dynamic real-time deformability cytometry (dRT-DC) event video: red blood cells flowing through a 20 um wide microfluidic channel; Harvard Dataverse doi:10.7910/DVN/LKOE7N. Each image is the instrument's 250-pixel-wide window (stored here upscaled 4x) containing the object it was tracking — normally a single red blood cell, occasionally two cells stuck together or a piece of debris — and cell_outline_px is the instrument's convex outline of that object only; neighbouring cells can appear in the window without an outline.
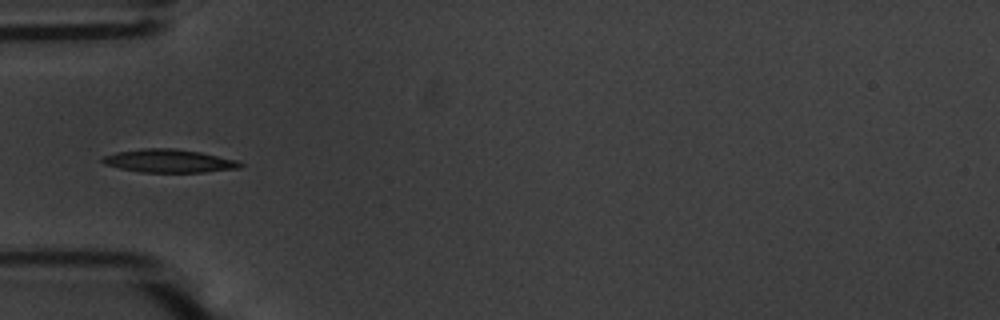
{"species": "common noctule bat (a hibernating species)", "species_latin": "Nyctalus noctula", "temperature_condition": "warm", "stored_images_in_passage": 38, "camera_frame_rate_fps": 3000, "um_per_image_px": 0.085, "animal": {"sex": "male", "body_mass_g": 20.1, "forearm_length_mm": 53.5}, "frame": {"image": 1, "passage_image": 1, "time_ms": 0.0, "image_size_px": [1000, 320], "cell_outline_px": [[244, 164], [240, 168], [204, 172], [140, 172], [120, 168], [104, 164], [100, 160], [104, 156], [116, 152], [144, 148], [172, 148], [200, 152], [240, 160]], "centroid_in_image_um": [14.4, 13.68], "position_along_channel_um": 70.6, "area_um2": 18.67}}
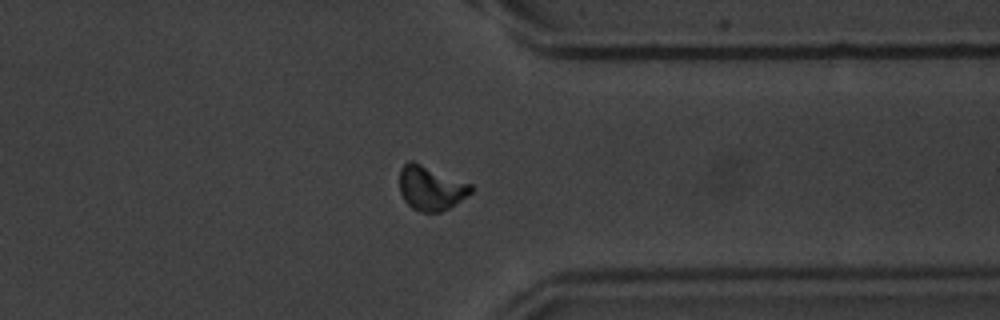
{"frame": {"image": 2, "passage_image": 26, "time_ms": 8.333, "image_size_px": [1000, 320], "cell_outline_px": [[472, 192], [448, 208], [440, 212], [420, 212], [412, 208], [404, 200], [400, 192], [400, 168], [408, 160], [412, 160], [472, 184]], "centroid_in_image_um": [36.59, 15.97], "position_along_channel_um": 374.8, "area_um2": 18.38}}
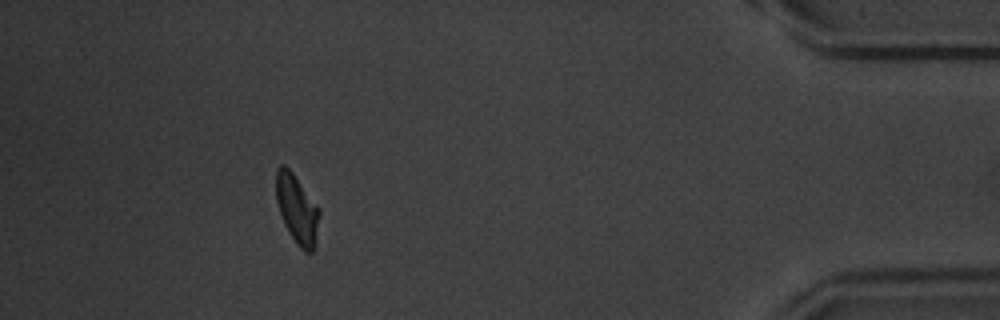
{"frame": {"image": 3, "passage_image": 33, "time_ms": 10.667, "image_size_px": [1000, 320], "cell_outline_px": [[320, 212], [316, 248], [312, 252], [304, 252], [296, 244], [288, 232], [284, 224], [276, 200], [276, 168], [280, 164], [284, 164], [292, 172], [320, 208]], "centroid_in_image_um": [25.26, 17.81], "position_along_channel_um": 409.9, "area_um2": 17.69}, "authors_computed_cell_mechanics": {"area_um2": 17.6579, "velocity_mm_per_s": 3.6823, "shape_relaxation_time_tau1_ms": 3.2037, "shape_relaxation_time_tau2_ms": 4.1853, "deformation_change_tau1": 0.1327, "deformation_change_tau2": 0.0878}}